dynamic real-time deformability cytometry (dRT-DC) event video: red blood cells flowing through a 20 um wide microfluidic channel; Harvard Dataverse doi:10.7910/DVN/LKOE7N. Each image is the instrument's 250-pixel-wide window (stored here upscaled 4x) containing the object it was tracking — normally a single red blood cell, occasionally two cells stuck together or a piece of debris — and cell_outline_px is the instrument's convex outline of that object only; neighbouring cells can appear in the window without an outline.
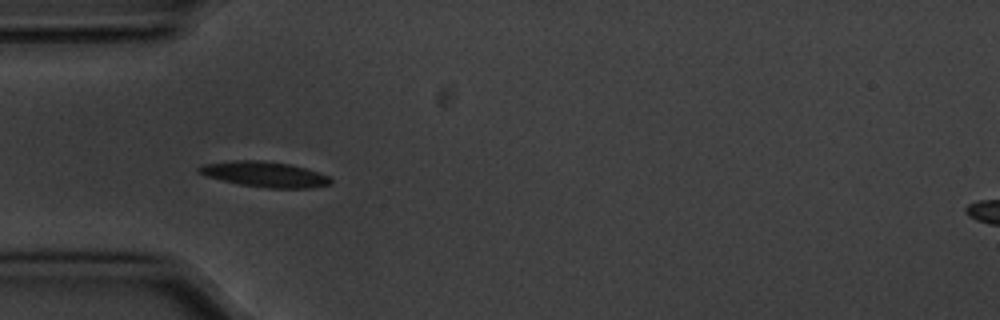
{"species": "common noctule bat (a hibernating species)", "species_latin": "Nyctalus noctula", "temperature_condition": "cold", "stored_images_in_passage": 29, "camera_frame_rate_fps": 3000, "um_per_image_px": 0.085, "animal": {"sex": "male", "body_mass_g": 20.1, "forearm_length_mm": 53.5}, "frame": {"image": 1, "passage_image": 5, "time_ms": 1.333, "image_size_px": [1000, 320], "cell_outline_px": [[332, 180], [328, 184], [312, 188], [268, 188], [240, 184], [208, 176], [196, 172], [196, 168], [204, 164], [236, 160], [260, 160], [288, 164], [304, 168], [328, 176]], "centroid_in_image_um": [22.47, 14.81], "position_along_channel_um": 62.5, "area_um2": 19.13}}